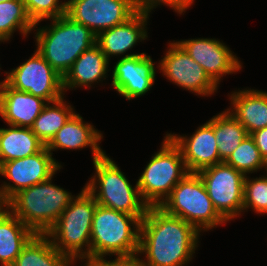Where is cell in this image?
Returning <instances> with one entry per match:
<instances>
[{
  "instance_id": "cell-4",
  "label": "cell",
  "mask_w": 267,
  "mask_h": 266,
  "mask_svg": "<svg viewBox=\"0 0 267 266\" xmlns=\"http://www.w3.org/2000/svg\"><path fill=\"white\" fill-rule=\"evenodd\" d=\"M96 206L94 197L82 188L46 233L53 246L73 263L90 258L91 227Z\"/></svg>"
},
{
  "instance_id": "cell-32",
  "label": "cell",
  "mask_w": 267,
  "mask_h": 266,
  "mask_svg": "<svg viewBox=\"0 0 267 266\" xmlns=\"http://www.w3.org/2000/svg\"><path fill=\"white\" fill-rule=\"evenodd\" d=\"M135 255L129 256H117L114 260H106L104 256L92 257L84 260L86 263L84 266H142L140 258Z\"/></svg>"
},
{
  "instance_id": "cell-11",
  "label": "cell",
  "mask_w": 267,
  "mask_h": 266,
  "mask_svg": "<svg viewBox=\"0 0 267 266\" xmlns=\"http://www.w3.org/2000/svg\"><path fill=\"white\" fill-rule=\"evenodd\" d=\"M138 11L136 0H74L65 15L98 35L126 22Z\"/></svg>"
},
{
  "instance_id": "cell-18",
  "label": "cell",
  "mask_w": 267,
  "mask_h": 266,
  "mask_svg": "<svg viewBox=\"0 0 267 266\" xmlns=\"http://www.w3.org/2000/svg\"><path fill=\"white\" fill-rule=\"evenodd\" d=\"M46 104L44 99L17 91L6 82L0 85V116L8 125L31 128Z\"/></svg>"
},
{
  "instance_id": "cell-17",
  "label": "cell",
  "mask_w": 267,
  "mask_h": 266,
  "mask_svg": "<svg viewBox=\"0 0 267 266\" xmlns=\"http://www.w3.org/2000/svg\"><path fill=\"white\" fill-rule=\"evenodd\" d=\"M148 19L149 14L138 10L126 22L101 31L96 37V44L108 60L113 55H123L129 49L131 50L137 42L148 37L146 31Z\"/></svg>"
},
{
  "instance_id": "cell-21",
  "label": "cell",
  "mask_w": 267,
  "mask_h": 266,
  "mask_svg": "<svg viewBox=\"0 0 267 266\" xmlns=\"http://www.w3.org/2000/svg\"><path fill=\"white\" fill-rule=\"evenodd\" d=\"M231 114L244 126L248 135L267 127V92L244 89L230 96Z\"/></svg>"
},
{
  "instance_id": "cell-36",
  "label": "cell",
  "mask_w": 267,
  "mask_h": 266,
  "mask_svg": "<svg viewBox=\"0 0 267 266\" xmlns=\"http://www.w3.org/2000/svg\"><path fill=\"white\" fill-rule=\"evenodd\" d=\"M0 42H5V41H3V40L0 39ZM5 81H6V78H4V80H3L2 82H0V85H1L3 82H5Z\"/></svg>"
},
{
  "instance_id": "cell-12",
  "label": "cell",
  "mask_w": 267,
  "mask_h": 266,
  "mask_svg": "<svg viewBox=\"0 0 267 266\" xmlns=\"http://www.w3.org/2000/svg\"><path fill=\"white\" fill-rule=\"evenodd\" d=\"M46 146L34 155L0 164V174L13 182L1 185L2 192L9 200L18 191L49 179L61 169Z\"/></svg>"
},
{
  "instance_id": "cell-27",
  "label": "cell",
  "mask_w": 267,
  "mask_h": 266,
  "mask_svg": "<svg viewBox=\"0 0 267 266\" xmlns=\"http://www.w3.org/2000/svg\"><path fill=\"white\" fill-rule=\"evenodd\" d=\"M35 24L29 18L22 0L0 2V39L10 40L15 30L27 36Z\"/></svg>"
},
{
  "instance_id": "cell-6",
  "label": "cell",
  "mask_w": 267,
  "mask_h": 266,
  "mask_svg": "<svg viewBox=\"0 0 267 266\" xmlns=\"http://www.w3.org/2000/svg\"><path fill=\"white\" fill-rule=\"evenodd\" d=\"M95 174L84 188L98 205L136 216L142 220L148 209L139 188L132 187L124 173L106 153L93 161ZM99 190H98V189Z\"/></svg>"
},
{
  "instance_id": "cell-8",
  "label": "cell",
  "mask_w": 267,
  "mask_h": 266,
  "mask_svg": "<svg viewBox=\"0 0 267 266\" xmlns=\"http://www.w3.org/2000/svg\"><path fill=\"white\" fill-rule=\"evenodd\" d=\"M161 149L152 156L137 181L149 207H159L173 188L189 173L180 148L166 134Z\"/></svg>"
},
{
  "instance_id": "cell-33",
  "label": "cell",
  "mask_w": 267,
  "mask_h": 266,
  "mask_svg": "<svg viewBox=\"0 0 267 266\" xmlns=\"http://www.w3.org/2000/svg\"><path fill=\"white\" fill-rule=\"evenodd\" d=\"M250 136L253 138L262 158L267 163V127L251 133Z\"/></svg>"
},
{
  "instance_id": "cell-30",
  "label": "cell",
  "mask_w": 267,
  "mask_h": 266,
  "mask_svg": "<svg viewBox=\"0 0 267 266\" xmlns=\"http://www.w3.org/2000/svg\"><path fill=\"white\" fill-rule=\"evenodd\" d=\"M29 18L35 24L44 19H55L65 15L66 6L60 0H22Z\"/></svg>"
},
{
  "instance_id": "cell-5",
  "label": "cell",
  "mask_w": 267,
  "mask_h": 266,
  "mask_svg": "<svg viewBox=\"0 0 267 266\" xmlns=\"http://www.w3.org/2000/svg\"><path fill=\"white\" fill-rule=\"evenodd\" d=\"M140 225L141 220L134 215L97 204L91 227L90 258L138 254Z\"/></svg>"
},
{
  "instance_id": "cell-24",
  "label": "cell",
  "mask_w": 267,
  "mask_h": 266,
  "mask_svg": "<svg viewBox=\"0 0 267 266\" xmlns=\"http://www.w3.org/2000/svg\"><path fill=\"white\" fill-rule=\"evenodd\" d=\"M74 264L60 253L46 234H35L23 247L12 266H70Z\"/></svg>"
},
{
  "instance_id": "cell-16",
  "label": "cell",
  "mask_w": 267,
  "mask_h": 266,
  "mask_svg": "<svg viewBox=\"0 0 267 266\" xmlns=\"http://www.w3.org/2000/svg\"><path fill=\"white\" fill-rule=\"evenodd\" d=\"M171 140L180 148L186 168L189 173L222 163L217 149L213 129V117L190 137L167 133Z\"/></svg>"
},
{
  "instance_id": "cell-25",
  "label": "cell",
  "mask_w": 267,
  "mask_h": 266,
  "mask_svg": "<svg viewBox=\"0 0 267 266\" xmlns=\"http://www.w3.org/2000/svg\"><path fill=\"white\" fill-rule=\"evenodd\" d=\"M230 109L213 116V129L220 159L225 162L248 135L244 126L231 114Z\"/></svg>"
},
{
  "instance_id": "cell-29",
  "label": "cell",
  "mask_w": 267,
  "mask_h": 266,
  "mask_svg": "<svg viewBox=\"0 0 267 266\" xmlns=\"http://www.w3.org/2000/svg\"><path fill=\"white\" fill-rule=\"evenodd\" d=\"M252 208L256 213H267V175L244 179L243 211Z\"/></svg>"
},
{
  "instance_id": "cell-9",
  "label": "cell",
  "mask_w": 267,
  "mask_h": 266,
  "mask_svg": "<svg viewBox=\"0 0 267 266\" xmlns=\"http://www.w3.org/2000/svg\"><path fill=\"white\" fill-rule=\"evenodd\" d=\"M217 212L230 221L243 212L245 175L225 162L197 172Z\"/></svg>"
},
{
  "instance_id": "cell-19",
  "label": "cell",
  "mask_w": 267,
  "mask_h": 266,
  "mask_svg": "<svg viewBox=\"0 0 267 266\" xmlns=\"http://www.w3.org/2000/svg\"><path fill=\"white\" fill-rule=\"evenodd\" d=\"M84 122L80 114L74 113L46 145L48 151L53 154L52 151L57 149L76 150L89 146L93 152V161L102 157L105 154L99 146L102 133L92 124Z\"/></svg>"
},
{
  "instance_id": "cell-15",
  "label": "cell",
  "mask_w": 267,
  "mask_h": 266,
  "mask_svg": "<svg viewBox=\"0 0 267 266\" xmlns=\"http://www.w3.org/2000/svg\"><path fill=\"white\" fill-rule=\"evenodd\" d=\"M176 42L204 68L217 86L224 74H233L242 68L238 57L233 55L230 48L214 38H195Z\"/></svg>"
},
{
  "instance_id": "cell-35",
  "label": "cell",
  "mask_w": 267,
  "mask_h": 266,
  "mask_svg": "<svg viewBox=\"0 0 267 266\" xmlns=\"http://www.w3.org/2000/svg\"><path fill=\"white\" fill-rule=\"evenodd\" d=\"M72 1H74V0H68L67 2H63V4H64L65 6H67V5L70 4Z\"/></svg>"
},
{
  "instance_id": "cell-14",
  "label": "cell",
  "mask_w": 267,
  "mask_h": 266,
  "mask_svg": "<svg viewBox=\"0 0 267 266\" xmlns=\"http://www.w3.org/2000/svg\"><path fill=\"white\" fill-rule=\"evenodd\" d=\"M113 68V89L127 100L150 91L155 81L156 69L151 57L146 53L123 55Z\"/></svg>"
},
{
  "instance_id": "cell-23",
  "label": "cell",
  "mask_w": 267,
  "mask_h": 266,
  "mask_svg": "<svg viewBox=\"0 0 267 266\" xmlns=\"http://www.w3.org/2000/svg\"><path fill=\"white\" fill-rule=\"evenodd\" d=\"M8 126L0 128V164L34 155L46 146L31 128Z\"/></svg>"
},
{
  "instance_id": "cell-28",
  "label": "cell",
  "mask_w": 267,
  "mask_h": 266,
  "mask_svg": "<svg viewBox=\"0 0 267 266\" xmlns=\"http://www.w3.org/2000/svg\"><path fill=\"white\" fill-rule=\"evenodd\" d=\"M225 163L232 166L237 171H240L245 176L262 168H266L267 164L250 135H247L243 139L239 146L227 158Z\"/></svg>"
},
{
  "instance_id": "cell-2",
  "label": "cell",
  "mask_w": 267,
  "mask_h": 266,
  "mask_svg": "<svg viewBox=\"0 0 267 266\" xmlns=\"http://www.w3.org/2000/svg\"><path fill=\"white\" fill-rule=\"evenodd\" d=\"M51 21L48 27L36 30L37 51L63 77L75 60L96 44L97 35L66 15Z\"/></svg>"
},
{
  "instance_id": "cell-26",
  "label": "cell",
  "mask_w": 267,
  "mask_h": 266,
  "mask_svg": "<svg viewBox=\"0 0 267 266\" xmlns=\"http://www.w3.org/2000/svg\"><path fill=\"white\" fill-rule=\"evenodd\" d=\"M64 96L47 103L39 116L35 119L32 132L47 145L54 135L64 126L69 118L75 113L71 105H67ZM51 105V106H50Z\"/></svg>"
},
{
  "instance_id": "cell-13",
  "label": "cell",
  "mask_w": 267,
  "mask_h": 266,
  "mask_svg": "<svg viewBox=\"0 0 267 266\" xmlns=\"http://www.w3.org/2000/svg\"><path fill=\"white\" fill-rule=\"evenodd\" d=\"M168 51L160 61V69L168 80L197 95L209 96L218 86L210 79L196 61L177 43L169 44Z\"/></svg>"
},
{
  "instance_id": "cell-22",
  "label": "cell",
  "mask_w": 267,
  "mask_h": 266,
  "mask_svg": "<svg viewBox=\"0 0 267 266\" xmlns=\"http://www.w3.org/2000/svg\"><path fill=\"white\" fill-rule=\"evenodd\" d=\"M36 233L8 209L0 212V263L12 266L23 247Z\"/></svg>"
},
{
  "instance_id": "cell-31",
  "label": "cell",
  "mask_w": 267,
  "mask_h": 266,
  "mask_svg": "<svg viewBox=\"0 0 267 266\" xmlns=\"http://www.w3.org/2000/svg\"><path fill=\"white\" fill-rule=\"evenodd\" d=\"M194 2V0H136L139 11L149 14L153 8H156L162 3L170 6L175 12L180 15L185 12Z\"/></svg>"
},
{
  "instance_id": "cell-7",
  "label": "cell",
  "mask_w": 267,
  "mask_h": 266,
  "mask_svg": "<svg viewBox=\"0 0 267 266\" xmlns=\"http://www.w3.org/2000/svg\"><path fill=\"white\" fill-rule=\"evenodd\" d=\"M159 207L167 214L190 223L199 232L227 222L215 209L197 173H188Z\"/></svg>"
},
{
  "instance_id": "cell-1",
  "label": "cell",
  "mask_w": 267,
  "mask_h": 266,
  "mask_svg": "<svg viewBox=\"0 0 267 266\" xmlns=\"http://www.w3.org/2000/svg\"><path fill=\"white\" fill-rule=\"evenodd\" d=\"M200 232L190 223L148 207L141 220L138 255L142 266H184L197 249ZM147 259V260H146Z\"/></svg>"
},
{
  "instance_id": "cell-3",
  "label": "cell",
  "mask_w": 267,
  "mask_h": 266,
  "mask_svg": "<svg viewBox=\"0 0 267 266\" xmlns=\"http://www.w3.org/2000/svg\"><path fill=\"white\" fill-rule=\"evenodd\" d=\"M49 179L22 189L8 200V210L36 234H46L75 198Z\"/></svg>"
},
{
  "instance_id": "cell-34",
  "label": "cell",
  "mask_w": 267,
  "mask_h": 266,
  "mask_svg": "<svg viewBox=\"0 0 267 266\" xmlns=\"http://www.w3.org/2000/svg\"><path fill=\"white\" fill-rule=\"evenodd\" d=\"M8 209V200L5 198L2 188L0 187V212L6 211Z\"/></svg>"
},
{
  "instance_id": "cell-20",
  "label": "cell",
  "mask_w": 267,
  "mask_h": 266,
  "mask_svg": "<svg viewBox=\"0 0 267 266\" xmlns=\"http://www.w3.org/2000/svg\"><path fill=\"white\" fill-rule=\"evenodd\" d=\"M109 60L100 47L95 44L85 50L63 76V89L92 87L91 84L107 78Z\"/></svg>"
},
{
  "instance_id": "cell-10",
  "label": "cell",
  "mask_w": 267,
  "mask_h": 266,
  "mask_svg": "<svg viewBox=\"0 0 267 266\" xmlns=\"http://www.w3.org/2000/svg\"><path fill=\"white\" fill-rule=\"evenodd\" d=\"M8 74V75H7ZM11 88L28 92L54 102L64 96L63 77L35 50L26 62L6 72V81Z\"/></svg>"
}]
</instances>
